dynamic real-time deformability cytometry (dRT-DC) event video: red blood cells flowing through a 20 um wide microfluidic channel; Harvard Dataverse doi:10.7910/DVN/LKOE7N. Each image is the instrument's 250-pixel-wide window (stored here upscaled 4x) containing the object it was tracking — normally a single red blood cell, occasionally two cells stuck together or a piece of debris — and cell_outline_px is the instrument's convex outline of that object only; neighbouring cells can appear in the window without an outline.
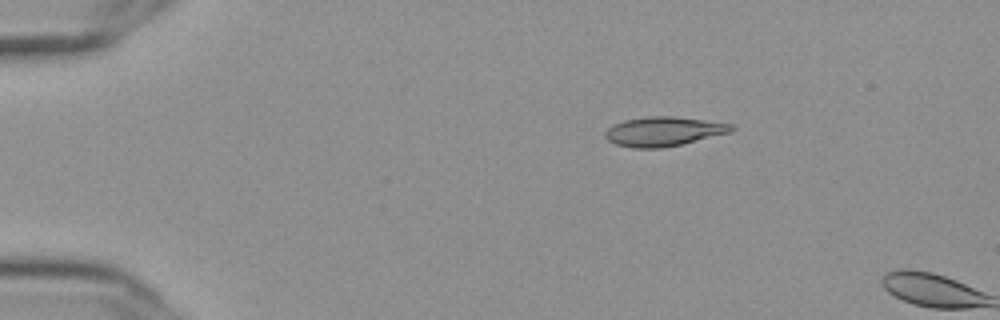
{"species": "Egyptian fruit bat (a non-hibernating species)", "species_latin": "Rousettus aegyptiacus", "temperature_condition": "cold", "stored_images_in_passage": 2, "camera_frame_rate_fps": 3000, "um_per_image_px": 0.085, "frame": {"image": 1, "passage_image": 1, "time_ms": 0.0, "image_size_px": [1000, 320], "cell_outline_px": [[736, 128], [728, 132], [680, 144], [660, 148], [632, 148], [616, 144], [608, 140], [604, 136], [604, 132], [612, 124], [624, 120], [648, 116], [672, 116], [704, 120], [732, 124]], "centroid_in_image_um": [56.33, 11.16], "position_along_channel_um": 28.7, "area_um2": 21.33}}